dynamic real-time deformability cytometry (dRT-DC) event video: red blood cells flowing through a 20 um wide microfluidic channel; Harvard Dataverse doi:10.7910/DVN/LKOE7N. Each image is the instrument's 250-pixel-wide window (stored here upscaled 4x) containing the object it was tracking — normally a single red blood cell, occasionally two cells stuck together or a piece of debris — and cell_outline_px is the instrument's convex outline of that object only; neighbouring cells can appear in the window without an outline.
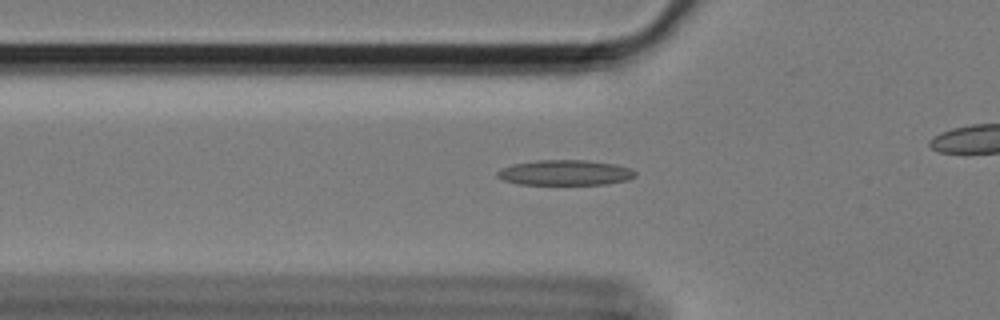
{"species": "Egyptian fruit bat (a non-hibernating species)", "species_latin": "Rousettus aegyptiacus", "temperature_condition": "cold", "stored_images_in_passage": 33, "camera_frame_rate_fps": 3000, "um_per_image_px": 0.085, "animal": {"sex": "female"}, "frame": {"image": 1, "passage_image": 5, "time_ms": 1.333, "image_size_px": [1000, 320], "cell_outline_px": [[636, 176], [628, 180], [604, 184], [520, 184], [504, 180], [496, 176], [496, 172], [512, 164], [536, 160], [584, 160], [616, 164], [632, 168], [636, 172]], "centroid_in_image_um": [48.07, 14.67], "position_along_channel_um": 77.7, "area_um2": 20.29}}
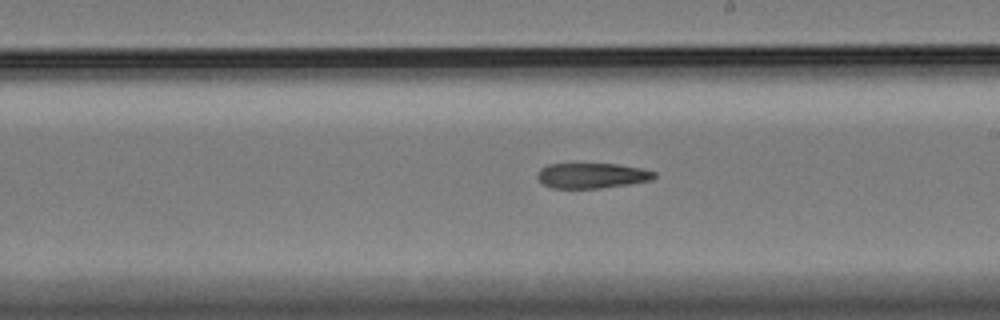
{"frame": {"image": 2, "passage_image": 19, "time_ms": 6.0, "image_size_px": [1000, 320], "cell_outline_px": [[656, 176], [652, 180], [628, 184], [600, 188], [552, 188], [544, 184], [536, 176], [540, 168], [548, 164], [616, 164], [640, 168], [656, 172]], "centroid_in_image_um": [50.31, 14.92], "position_along_channel_um": 238.7, "area_um2": 17.11}}
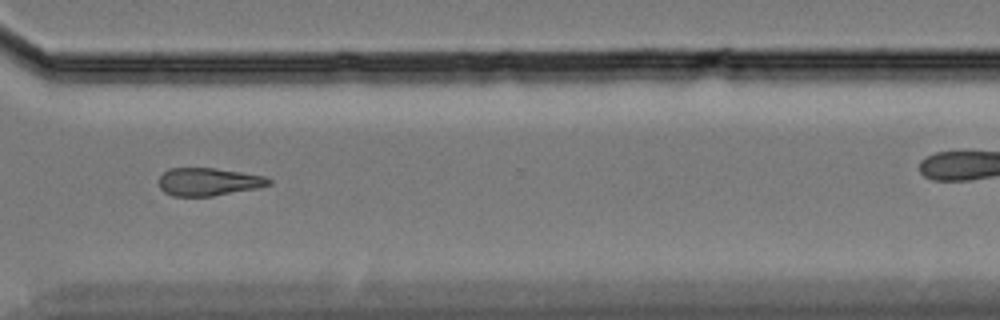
{"frame": {"image": 3, "passage_image": 29, "time_ms": 9.333, "image_size_px": [1000, 320], "cell_outline_px": [[272, 184], [260, 188], [212, 196], [172, 196], [164, 192], [160, 188], [160, 176], [168, 168], [212, 168], [240, 172], [264, 176], [272, 180]], "centroid_in_image_um": [17.74, 15.46], "position_along_channel_um": 352.9, "area_um2": 17.86}}